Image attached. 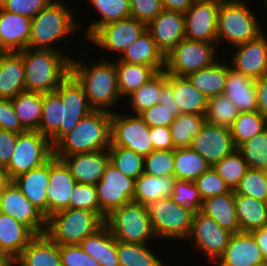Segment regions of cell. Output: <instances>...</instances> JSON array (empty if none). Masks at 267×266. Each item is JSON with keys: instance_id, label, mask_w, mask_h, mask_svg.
<instances>
[{"instance_id": "6da1fadb", "label": "cell", "mask_w": 267, "mask_h": 266, "mask_svg": "<svg viewBox=\"0 0 267 266\" xmlns=\"http://www.w3.org/2000/svg\"><path fill=\"white\" fill-rule=\"evenodd\" d=\"M25 67L26 91H55L70 75L71 59L61 51L26 48L18 52Z\"/></svg>"}, {"instance_id": "7a4b0ae2", "label": "cell", "mask_w": 267, "mask_h": 266, "mask_svg": "<svg viewBox=\"0 0 267 266\" xmlns=\"http://www.w3.org/2000/svg\"><path fill=\"white\" fill-rule=\"evenodd\" d=\"M111 114L108 111L93 110L82 118L54 146V156L61 160L72 154L108 149L111 144Z\"/></svg>"}, {"instance_id": "3957f363", "label": "cell", "mask_w": 267, "mask_h": 266, "mask_svg": "<svg viewBox=\"0 0 267 266\" xmlns=\"http://www.w3.org/2000/svg\"><path fill=\"white\" fill-rule=\"evenodd\" d=\"M70 74L83 87L94 110L112 112L109 108L121 97L117 86L116 61L103 59L99 63H91L90 67L71 59Z\"/></svg>"}, {"instance_id": "277c9868", "label": "cell", "mask_w": 267, "mask_h": 266, "mask_svg": "<svg viewBox=\"0 0 267 266\" xmlns=\"http://www.w3.org/2000/svg\"><path fill=\"white\" fill-rule=\"evenodd\" d=\"M62 2H50L32 19L28 48L58 51L52 43L61 41L80 26L75 24L71 9Z\"/></svg>"}, {"instance_id": "5b68a950", "label": "cell", "mask_w": 267, "mask_h": 266, "mask_svg": "<svg viewBox=\"0 0 267 266\" xmlns=\"http://www.w3.org/2000/svg\"><path fill=\"white\" fill-rule=\"evenodd\" d=\"M104 224L96 212L66 208L47 217L45 234L58 245H79Z\"/></svg>"}, {"instance_id": "8992f818", "label": "cell", "mask_w": 267, "mask_h": 266, "mask_svg": "<svg viewBox=\"0 0 267 266\" xmlns=\"http://www.w3.org/2000/svg\"><path fill=\"white\" fill-rule=\"evenodd\" d=\"M258 23L255 14L244 0H221L217 20V43L226 39L230 45L236 46L253 40L264 32Z\"/></svg>"}, {"instance_id": "52a82bcc", "label": "cell", "mask_w": 267, "mask_h": 266, "mask_svg": "<svg viewBox=\"0 0 267 266\" xmlns=\"http://www.w3.org/2000/svg\"><path fill=\"white\" fill-rule=\"evenodd\" d=\"M105 224L118 241L147 244L148 240L156 238L146 206L133 201L113 210Z\"/></svg>"}, {"instance_id": "ba28073f", "label": "cell", "mask_w": 267, "mask_h": 266, "mask_svg": "<svg viewBox=\"0 0 267 266\" xmlns=\"http://www.w3.org/2000/svg\"><path fill=\"white\" fill-rule=\"evenodd\" d=\"M146 208L156 238L188 239L195 210L181 207L171 198L160 199Z\"/></svg>"}, {"instance_id": "9c48e42d", "label": "cell", "mask_w": 267, "mask_h": 266, "mask_svg": "<svg viewBox=\"0 0 267 266\" xmlns=\"http://www.w3.org/2000/svg\"><path fill=\"white\" fill-rule=\"evenodd\" d=\"M53 156L54 147L39 131L18 133L16 146L5 170L13 180L22 173L40 167Z\"/></svg>"}, {"instance_id": "30bf717a", "label": "cell", "mask_w": 267, "mask_h": 266, "mask_svg": "<svg viewBox=\"0 0 267 266\" xmlns=\"http://www.w3.org/2000/svg\"><path fill=\"white\" fill-rule=\"evenodd\" d=\"M216 43L182 39L167 55L165 72L186 77L200 69L213 65L216 60Z\"/></svg>"}, {"instance_id": "8fae6325", "label": "cell", "mask_w": 267, "mask_h": 266, "mask_svg": "<svg viewBox=\"0 0 267 266\" xmlns=\"http://www.w3.org/2000/svg\"><path fill=\"white\" fill-rule=\"evenodd\" d=\"M129 148L143 157L151 153L153 143L149 126L139 115L111 114V144Z\"/></svg>"}, {"instance_id": "7c38bea8", "label": "cell", "mask_w": 267, "mask_h": 266, "mask_svg": "<svg viewBox=\"0 0 267 266\" xmlns=\"http://www.w3.org/2000/svg\"><path fill=\"white\" fill-rule=\"evenodd\" d=\"M63 102V121L59 131L50 139L54 147L77 123L94 109L90 106L83 87L70 74L55 90Z\"/></svg>"}, {"instance_id": "4fadbf2b", "label": "cell", "mask_w": 267, "mask_h": 266, "mask_svg": "<svg viewBox=\"0 0 267 266\" xmlns=\"http://www.w3.org/2000/svg\"><path fill=\"white\" fill-rule=\"evenodd\" d=\"M95 186L104 220L113 210L133 201L135 179L120 173L111 163Z\"/></svg>"}, {"instance_id": "5bb4252c", "label": "cell", "mask_w": 267, "mask_h": 266, "mask_svg": "<svg viewBox=\"0 0 267 266\" xmlns=\"http://www.w3.org/2000/svg\"><path fill=\"white\" fill-rule=\"evenodd\" d=\"M221 0H194L185 13V38L217 43V20Z\"/></svg>"}, {"instance_id": "9a60e30c", "label": "cell", "mask_w": 267, "mask_h": 266, "mask_svg": "<svg viewBox=\"0 0 267 266\" xmlns=\"http://www.w3.org/2000/svg\"><path fill=\"white\" fill-rule=\"evenodd\" d=\"M146 30L147 24L130 16L105 24L89 40L103 49L123 54Z\"/></svg>"}, {"instance_id": "2e32d148", "label": "cell", "mask_w": 267, "mask_h": 266, "mask_svg": "<svg viewBox=\"0 0 267 266\" xmlns=\"http://www.w3.org/2000/svg\"><path fill=\"white\" fill-rule=\"evenodd\" d=\"M233 233L221 228L212 218L196 211L189 240H194L195 246L206 256L217 261L224 253Z\"/></svg>"}, {"instance_id": "e0dca14e", "label": "cell", "mask_w": 267, "mask_h": 266, "mask_svg": "<svg viewBox=\"0 0 267 266\" xmlns=\"http://www.w3.org/2000/svg\"><path fill=\"white\" fill-rule=\"evenodd\" d=\"M0 212L28 226L36 235L45 234L46 217L13 183L0 196Z\"/></svg>"}, {"instance_id": "ac0fdd59", "label": "cell", "mask_w": 267, "mask_h": 266, "mask_svg": "<svg viewBox=\"0 0 267 266\" xmlns=\"http://www.w3.org/2000/svg\"><path fill=\"white\" fill-rule=\"evenodd\" d=\"M213 167L235 149L230 129L205 122L193 138L191 146Z\"/></svg>"}, {"instance_id": "d6986e66", "label": "cell", "mask_w": 267, "mask_h": 266, "mask_svg": "<svg viewBox=\"0 0 267 266\" xmlns=\"http://www.w3.org/2000/svg\"><path fill=\"white\" fill-rule=\"evenodd\" d=\"M234 47L236 49L230 67L253 79L267 74V37L264 32L257 38Z\"/></svg>"}, {"instance_id": "ffe728a7", "label": "cell", "mask_w": 267, "mask_h": 266, "mask_svg": "<svg viewBox=\"0 0 267 266\" xmlns=\"http://www.w3.org/2000/svg\"><path fill=\"white\" fill-rule=\"evenodd\" d=\"M77 184L66 164L53 156L50 159L49 184L47 186V217L70 208L71 192Z\"/></svg>"}, {"instance_id": "44dd1931", "label": "cell", "mask_w": 267, "mask_h": 266, "mask_svg": "<svg viewBox=\"0 0 267 266\" xmlns=\"http://www.w3.org/2000/svg\"><path fill=\"white\" fill-rule=\"evenodd\" d=\"M77 183L96 185L110 163L109 150L84 152L61 159Z\"/></svg>"}, {"instance_id": "7402d4cb", "label": "cell", "mask_w": 267, "mask_h": 266, "mask_svg": "<svg viewBox=\"0 0 267 266\" xmlns=\"http://www.w3.org/2000/svg\"><path fill=\"white\" fill-rule=\"evenodd\" d=\"M217 266H266L261 249L250 232L232 234Z\"/></svg>"}, {"instance_id": "603a6c76", "label": "cell", "mask_w": 267, "mask_h": 266, "mask_svg": "<svg viewBox=\"0 0 267 266\" xmlns=\"http://www.w3.org/2000/svg\"><path fill=\"white\" fill-rule=\"evenodd\" d=\"M158 48L166 56L182 39L185 38V14L164 10L148 25Z\"/></svg>"}, {"instance_id": "cb8c5ba5", "label": "cell", "mask_w": 267, "mask_h": 266, "mask_svg": "<svg viewBox=\"0 0 267 266\" xmlns=\"http://www.w3.org/2000/svg\"><path fill=\"white\" fill-rule=\"evenodd\" d=\"M31 21L27 16L0 7V52H19L28 48Z\"/></svg>"}, {"instance_id": "d4e9b609", "label": "cell", "mask_w": 267, "mask_h": 266, "mask_svg": "<svg viewBox=\"0 0 267 266\" xmlns=\"http://www.w3.org/2000/svg\"><path fill=\"white\" fill-rule=\"evenodd\" d=\"M50 160L14 178L13 183L22 194L47 218V186L49 184Z\"/></svg>"}, {"instance_id": "484cf974", "label": "cell", "mask_w": 267, "mask_h": 266, "mask_svg": "<svg viewBox=\"0 0 267 266\" xmlns=\"http://www.w3.org/2000/svg\"><path fill=\"white\" fill-rule=\"evenodd\" d=\"M181 114L172 93V75L162 71V88L158 104L142 111L139 116L149 127L165 126L170 124Z\"/></svg>"}, {"instance_id": "4316f807", "label": "cell", "mask_w": 267, "mask_h": 266, "mask_svg": "<svg viewBox=\"0 0 267 266\" xmlns=\"http://www.w3.org/2000/svg\"><path fill=\"white\" fill-rule=\"evenodd\" d=\"M14 262L19 266H62L60 245L46 234L36 235Z\"/></svg>"}, {"instance_id": "83f0119b", "label": "cell", "mask_w": 267, "mask_h": 266, "mask_svg": "<svg viewBox=\"0 0 267 266\" xmlns=\"http://www.w3.org/2000/svg\"><path fill=\"white\" fill-rule=\"evenodd\" d=\"M223 95L228 97L240 112L257 110L255 79L235 71L227 65V77Z\"/></svg>"}, {"instance_id": "f1b7e54d", "label": "cell", "mask_w": 267, "mask_h": 266, "mask_svg": "<svg viewBox=\"0 0 267 266\" xmlns=\"http://www.w3.org/2000/svg\"><path fill=\"white\" fill-rule=\"evenodd\" d=\"M25 89V67L18 52H0V97L12 99Z\"/></svg>"}, {"instance_id": "f546056e", "label": "cell", "mask_w": 267, "mask_h": 266, "mask_svg": "<svg viewBox=\"0 0 267 266\" xmlns=\"http://www.w3.org/2000/svg\"><path fill=\"white\" fill-rule=\"evenodd\" d=\"M35 236L28 226L0 212V253L14 261Z\"/></svg>"}, {"instance_id": "4dcf8cb0", "label": "cell", "mask_w": 267, "mask_h": 266, "mask_svg": "<svg viewBox=\"0 0 267 266\" xmlns=\"http://www.w3.org/2000/svg\"><path fill=\"white\" fill-rule=\"evenodd\" d=\"M118 62L151 66L157 73L165 71L166 56L158 48L151 33L146 30L126 51Z\"/></svg>"}, {"instance_id": "1f68e13d", "label": "cell", "mask_w": 267, "mask_h": 266, "mask_svg": "<svg viewBox=\"0 0 267 266\" xmlns=\"http://www.w3.org/2000/svg\"><path fill=\"white\" fill-rule=\"evenodd\" d=\"M200 212L215 220L221 228L233 234L240 232L234 190L231 189L228 193L204 199Z\"/></svg>"}, {"instance_id": "d6a6232c", "label": "cell", "mask_w": 267, "mask_h": 266, "mask_svg": "<svg viewBox=\"0 0 267 266\" xmlns=\"http://www.w3.org/2000/svg\"><path fill=\"white\" fill-rule=\"evenodd\" d=\"M79 246L95 258L100 266H120L117 256V240L104 224L95 233L85 237Z\"/></svg>"}, {"instance_id": "836d02e7", "label": "cell", "mask_w": 267, "mask_h": 266, "mask_svg": "<svg viewBox=\"0 0 267 266\" xmlns=\"http://www.w3.org/2000/svg\"><path fill=\"white\" fill-rule=\"evenodd\" d=\"M175 177H157L143 172L135 179L133 202L147 206L160 199L171 198Z\"/></svg>"}, {"instance_id": "e575fe53", "label": "cell", "mask_w": 267, "mask_h": 266, "mask_svg": "<svg viewBox=\"0 0 267 266\" xmlns=\"http://www.w3.org/2000/svg\"><path fill=\"white\" fill-rule=\"evenodd\" d=\"M19 123L25 131H38L42 118L43 93L23 91L11 99Z\"/></svg>"}, {"instance_id": "d590c367", "label": "cell", "mask_w": 267, "mask_h": 266, "mask_svg": "<svg viewBox=\"0 0 267 266\" xmlns=\"http://www.w3.org/2000/svg\"><path fill=\"white\" fill-rule=\"evenodd\" d=\"M172 93L181 114L205 115L208 98L187 77L172 75Z\"/></svg>"}, {"instance_id": "8d00e7d4", "label": "cell", "mask_w": 267, "mask_h": 266, "mask_svg": "<svg viewBox=\"0 0 267 266\" xmlns=\"http://www.w3.org/2000/svg\"><path fill=\"white\" fill-rule=\"evenodd\" d=\"M240 232H252L267 224V202L234 194Z\"/></svg>"}, {"instance_id": "74e56055", "label": "cell", "mask_w": 267, "mask_h": 266, "mask_svg": "<svg viewBox=\"0 0 267 266\" xmlns=\"http://www.w3.org/2000/svg\"><path fill=\"white\" fill-rule=\"evenodd\" d=\"M191 84L207 98L223 95L227 65L216 61L213 65L186 76Z\"/></svg>"}, {"instance_id": "f35d334b", "label": "cell", "mask_w": 267, "mask_h": 266, "mask_svg": "<svg viewBox=\"0 0 267 266\" xmlns=\"http://www.w3.org/2000/svg\"><path fill=\"white\" fill-rule=\"evenodd\" d=\"M117 86L120 96H129L132 92L138 90L147 83L157 72L148 65L117 62Z\"/></svg>"}, {"instance_id": "ab89813d", "label": "cell", "mask_w": 267, "mask_h": 266, "mask_svg": "<svg viewBox=\"0 0 267 266\" xmlns=\"http://www.w3.org/2000/svg\"><path fill=\"white\" fill-rule=\"evenodd\" d=\"M174 177L177 180L195 181L211 166L191 147L174 149Z\"/></svg>"}, {"instance_id": "60d3db41", "label": "cell", "mask_w": 267, "mask_h": 266, "mask_svg": "<svg viewBox=\"0 0 267 266\" xmlns=\"http://www.w3.org/2000/svg\"><path fill=\"white\" fill-rule=\"evenodd\" d=\"M206 122L205 115L182 113L170 124L174 148L190 147L193 138Z\"/></svg>"}, {"instance_id": "b9f144b4", "label": "cell", "mask_w": 267, "mask_h": 266, "mask_svg": "<svg viewBox=\"0 0 267 266\" xmlns=\"http://www.w3.org/2000/svg\"><path fill=\"white\" fill-rule=\"evenodd\" d=\"M266 128L267 119L258 110L240 112L230 129L236 149Z\"/></svg>"}, {"instance_id": "7bdbcfd3", "label": "cell", "mask_w": 267, "mask_h": 266, "mask_svg": "<svg viewBox=\"0 0 267 266\" xmlns=\"http://www.w3.org/2000/svg\"><path fill=\"white\" fill-rule=\"evenodd\" d=\"M63 121V102L56 92L43 93L42 118L38 131L49 140L59 131Z\"/></svg>"}, {"instance_id": "ee69618b", "label": "cell", "mask_w": 267, "mask_h": 266, "mask_svg": "<svg viewBox=\"0 0 267 266\" xmlns=\"http://www.w3.org/2000/svg\"><path fill=\"white\" fill-rule=\"evenodd\" d=\"M101 15V20L87 28L88 39L105 24L130 17V0H88Z\"/></svg>"}, {"instance_id": "f6af8a7d", "label": "cell", "mask_w": 267, "mask_h": 266, "mask_svg": "<svg viewBox=\"0 0 267 266\" xmlns=\"http://www.w3.org/2000/svg\"><path fill=\"white\" fill-rule=\"evenodd\" d=\"M117 256L120 266H166L147 244H134L117 240Z\"/></svg>"}, {"instance_id": "bcb514c9", "label": "cell", "mask_w": 267, "mask_h": 266, "mask_svg": "<svg viewBox=\"0 0 267 266\" xmlns=\"http://www.w3.org/2000/svg\"><path fill=\"white\" fill-rule=\"evenodd\" d=\"M239 114V109L225 95H218L207 99L206 122L231 129L233 122Z\"/></svg>"}, {"instance_id": "7dc6e473", "label": "cell", "mask_w": 267, "mask_h": 266, "mask_svg": "<svg viewBox=\"0 0 267 266\" xmlns=\"http://www.w3.org/2000/svg\"><path fill=\"white\" fill-rule=\"evenodd\" d=\"M110 163L125 176L138 178L144 172V157L135 151L120 146L108 148Z\"/></svg>"}, {"instance_id": "c3c4849f", "label": "cell", "mask_w": 267, "mask_h": 266, "mask_svg": "<svg viewBox=\"0 0 267 266\" xmlns=\"http://www.w3.org/2000/svg\"><path fill=\"white\" fill-rule=\"evenodd\" d=\"M232 190L236 188L240 180L249 169L242 153L235 149L212 167Z\"/></svg>"}, {"instance_id": "681fc988", "label": "cell", "mask_w": 267, "mask_h": 266, "mask_svg": "<svg viewBox=\"0 0 267 266\" xmlns=\"http://www.w3.org/2000/svg\"><path fill=\"white\" fill-rule=\"evenodd\" d=\"M238 150L250 169L267 171V128L244 142Z\"/></svg>"}, {"instance_id": "f907efd6", "label": "cell", "mask_w": 267, "mask_h": 266, "mask_svg": "<svg viewBox=\"0 0 267 266\" xmlns=\"http://www.w3.org/2000/svg\"><path fill=\"white\" fill-rule=\"evenodd\" d=\"M161 88L162 72H158L147 83L129 95L131 97L130 106L134 109L136 115H139L142 111L158 104Z\"/></svg>"}, {"instance_id": "816d5d0a", "label": "cell", "mask_w": 267, "mask_h": 266, "mask_svg": "<svg viewBox=\"0 0 267 266\" xmlns=\"http://www.w3.org/2000/svg\"><path fill=\"white\" fill-rule=\"evenodd\" d=\"M234 194L267 202V171L249 168L234 189Z\"/></svg>"}, {"instance_id": "f5cc1de1", "label": "cell", "mask_w": 267, "mask_h": 266, "mask_svg": "<svg viewBox=\"0 0 267 266\" xmlns=\"http://www.w3.org/2000/svg\"><path fill=\"white\" fill-rule=\"evenodd\" d=\"M174 166V149L153 150L144 157V172L149 175L174 177Z\"/></svg>"}, {"instance_id": "db71d44e", "label": "cell", "mask_w": 267, "mask_h": 266, "mask_svg": "<svg viewBox=\"0 0 267 266\" xmlns=\"http://www.w3.org/2000/svg\"><path fill=\"white\" fill-rule=\"evenodd\" d=\"M172 201L181 207L200 211L202 207V198L196 184L193 181L175 180Z\"/></svg>"}, {"instance_id": "11a10c76", "label": "cell", "mask_w": 267, "mask_h": 266, "mask_svg": "<svg viewBox=\"0 0 267 266\" xmlns=\"http://www.w3.org/2000/svg\"><path fill=\"white\" fill-rule=\"evenodd\" d=\"M70 208L90 210L102 217L96 186L77 183L71 192Z\"/></svg>"}, {"instance_id": "9f6ffc18", "label": "cell", "mask_w": 267, "mask_h": 266, "mask_svg": "<svg viewBox=\"0 0 267 266\" xmlns=\"http://www.w3.org/2000/svg\"><path fill=\"white\" fill-rule=\"evenodd\" d=\"M194 183L199 190L202 200L228 193L231 190L212 167L198 177Z\"/></svg>"}, {"instance_id": "6f0895ef", "label": "cell", "mask_w": 267, "mask_h": 266, "mask_svg": "<svg viewBox=\"0 0 267 266\" xmlns=\"http://www.w3.org/2000/svg\"><path fill=\"white\" fill-rule=\"evenodd\" d=\"M53 0H0V7L6 11L33 19Z\"/></svg>"}, {"instance_id": "680465c9", "label": "cell", "mask_w": 267, "mask_h": 266, "mask_svg": "<svg viewBox=\"0 0 267 266\" xmlns=\"http://www.w3.org/2000/svg\"><path fill=\"white\" fill-rule=\"evenodd\" d=\"M60 257L62 266H100L79 245H60Z\"/></svg>"}, {"instance_id": "91938a15", "label": "cell", "mask_w": 267, "mask_h": 266, "mask_svg": "<svg viewBox=\"0 0 267 266\" xmlns=\"http://www.w3.org/2000/svg\"><path fill=\"white\" fill-rule=\"evenodd\" d=\"M162 11L161 0H130V16L147 25Z\"/></svg>"}, {"instance_id": "94428289", "label": "cell", "mask_w": 267, "mask_h": 266, "mask_svg": "<svg viewBox=\"0 0 267 266\" xmlns=\"http://www.w3.org/2000/svg\"><path fill=\"white\" fill-rule=\"evenodd\" d=\"M0 129L14 133H23L25 130L19 123L10 99L0 97Z\"/></svg>"}, {"instance_id": "6125c7cd", "label": "cell", "mask_w": 267, "mask_h": 266, "mask_svg": "<svg viewBox=\"0 0 267 266\" xmlns=\"http://www.w3.org/2000/svg\"><path fill=\"white\" fill-rule=\"evenodd\" d=\"M149 136L153 143L154 150L175 149L170 135V127L155 126L149 127Z\"/></svg>"}, {"instance_id": "be15d7a7", "label": "cell", "mask_w": 267, "mask_h": 266, "mask_svg": "<svg viewBox=\"0 0 267 266\" xmlns=\"http://www.w3.org/2000/svg\"><path fill=\"white\" fill-rule=\"evenodd\" d=\"M17 143V133L0 129V166L6 167Z\"/></svg>"}, {"instance_id": "e7e4bbea", "label": "cell", "mask_w": 267, "mask_h": 266, "mask_svg": "<svg viewBox=\"0 0 267 266\" xmlns=\"http://www.w3.org/2000/svg\"><path fill=\"white\" fill-rule=\"evenodd\" d=\"M257 110L267 119V74L255 79Z\"/></svg>"}, {"instance_id": "03108f58", "label": "cell", "mask_w": 267, "mask_h": 266, "mask_svg": "<svg viewBox=\"0 0 267 266\" xmlns=\"http://www.w3.org/2000/svg\"><path fill=\"white\" fill-rule=\"evenodd\" d=\"M164 10L186 13L194 0H161Z\"/></svg>"}, {"instance_id": "003e7915", "label": "cell", "mask_w": 267, "mask_h": 266, "mask_svg": "<svg viewBox=\"0 0 267 266\" xmlns=\"http://www.w3.org/2000/svg\"><path fill=\"white\" fill-rule=\"evenodd\" d=\"M250 233L254 236L256 243L260 247L267 266V224L260 229L253 230Z\"/></svg>"}, {"instance_id": "a7ac6f4b", "label": "cell", "mask_w": 267, "mask_h": 266, "mask_svg": "<svg viewBox=\"0 0 267 266\" xmlns=\"http://www.w3.org/2000/svg\"><path fill=\"white\" fill-rule=\"evenodd\" d=\"M11 182L12 180L9 178L8 172L4 167L0 166V196Z\"/></svg>"}, {"instance_id": "89a4df30", "label": "cell", "mask_w": 267, "mask_h": 266, "mask_svg": "<svg viewBox=\"0 0 267 266\" xmlns=\"http://www.w3.org/2000/svg\"><path fill=\"white\" fill-rule=\"evenodd\" d=\"M13 260L3 253H0V266H9Z\"/></svg>"}, {"instance_id": "2644e50d", "label": "cell", "mask_w": 267, "mask_h": 266, "mask_svg": "<svg viewBox=\"0 0 267 266\" xmlns=\"http://www.w3.org/2000/svg\"><path fill=\"white\" fill-rule=\"evenodd\" d=\"M14 264L16 265V262L12 261L9 266H14Z\"/></svg>"}, {"instance_id": "8c879c8a", "label": "cell", "mask_w": 267, "mask_h": 266, "mask_svg": "<svg viewBox=\"0 0 267 266\" xmlns=\"http://www.w3.org/2000/svg\"><path fill=\"white\" fill-rule=\"evenodd\" d=\"M264 1H265V2H264V4H265L264 6H266V7H267V0H264Z\"/></svg>"}]
</instances>
